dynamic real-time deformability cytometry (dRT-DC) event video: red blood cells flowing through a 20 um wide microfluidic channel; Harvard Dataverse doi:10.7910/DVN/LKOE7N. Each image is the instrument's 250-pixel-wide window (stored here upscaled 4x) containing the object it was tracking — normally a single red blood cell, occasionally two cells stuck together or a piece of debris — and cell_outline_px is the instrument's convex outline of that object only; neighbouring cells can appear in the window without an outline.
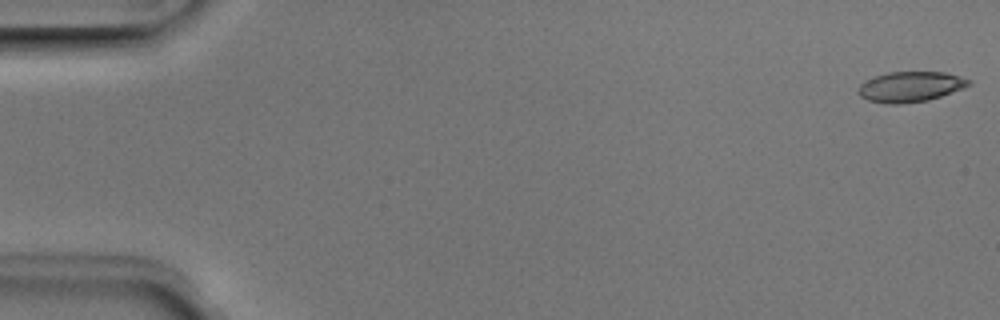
{"species": "Egyptian fruit bat (a non-hibernating species)", "species_latin": "Rousettus aegyptiacus", "temperature_condition": "room temperature", "stored_images_in_passage": 5, "camera_frame_rate_fps": 3000, "um_per_image_px": 0.085, "animal": {"sex": "male"}, "frame": {"image": 1, "passage_image": 1, "time_ms": 0.0, "image_size_px": [1000, 320], "cell_outline_px": [[972, 84], [964, 88], [928, 100], [900, 104], [884, 104], [868, 100], [860, 96], [860, 84], [876, 76], [888, 72], [944, 72], [960, 76], [972, 80]], "centroid_in_image_um": [77.43, 7.37], "position_along_channel_um": 7.6, "area_um2": 19.42}}
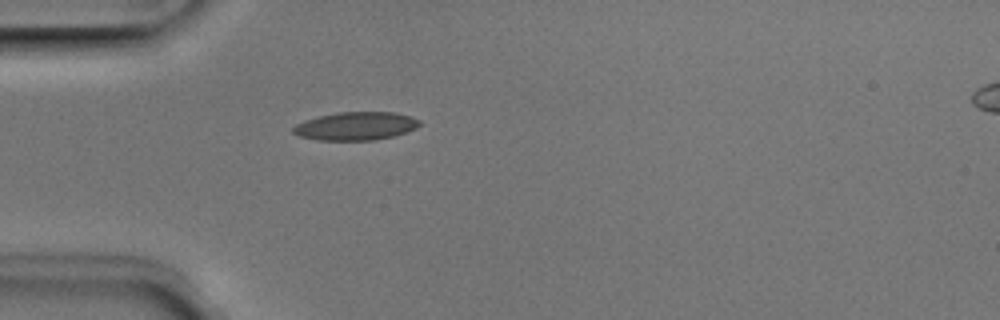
{"frame": {"image": 2, "passage_image": 5, "time_ms": 1.333, "image_size_px": [1000, 320], "cell_outline_px": [[420, 124], [416, 128], [392, 136], [372, 140], [316, 140], [300, 136], [292, 132], [292, 128], [296, 124], [304, 120], [336, 112], [396, 112], [420, 120]], "centroid_in_image_um": [30.21, 10.71], "position_along_channel_um": 54.8, "area_um2": 20.63}}